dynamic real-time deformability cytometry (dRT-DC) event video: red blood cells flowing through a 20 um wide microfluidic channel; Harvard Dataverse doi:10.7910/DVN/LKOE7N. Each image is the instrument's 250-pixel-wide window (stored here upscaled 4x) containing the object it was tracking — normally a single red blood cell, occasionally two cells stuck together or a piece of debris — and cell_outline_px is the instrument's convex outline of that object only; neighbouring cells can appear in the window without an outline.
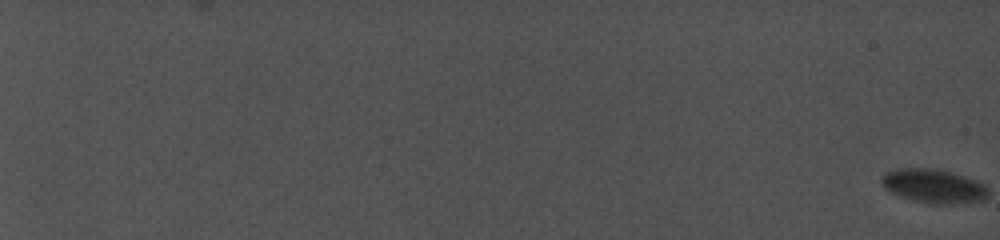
{"species": "common noctule bat (a hibernating species)", "species_latin": "Nyctalus noctula", "temperature_condition": "cold", "stored_images_in_passage": 27, "camera_frame_rate_fps": 5000, "um_per_image_px": 0.085, "animal": {"sex": "female", "body_mass_g": 19.0, "forearm_length_mm": 56.7}, "frame": {"image": 1, "passage_image": 1, "time_ms": 0.0, "image_size_px": [1000, 240], "cell_outline_px": [[984, 196], [976, 200], [940, 204], [936, 204], [904, 196], [892, 192], [884, 184], [884, 176], [896, 172], [928, 172], [948, 176], [972, 184], [980, 188], [984, 192]], "centroid_in_image_um": [79.23, 15.94], "position_along_channel_um": 5.8, "area_um2": 16.36}}